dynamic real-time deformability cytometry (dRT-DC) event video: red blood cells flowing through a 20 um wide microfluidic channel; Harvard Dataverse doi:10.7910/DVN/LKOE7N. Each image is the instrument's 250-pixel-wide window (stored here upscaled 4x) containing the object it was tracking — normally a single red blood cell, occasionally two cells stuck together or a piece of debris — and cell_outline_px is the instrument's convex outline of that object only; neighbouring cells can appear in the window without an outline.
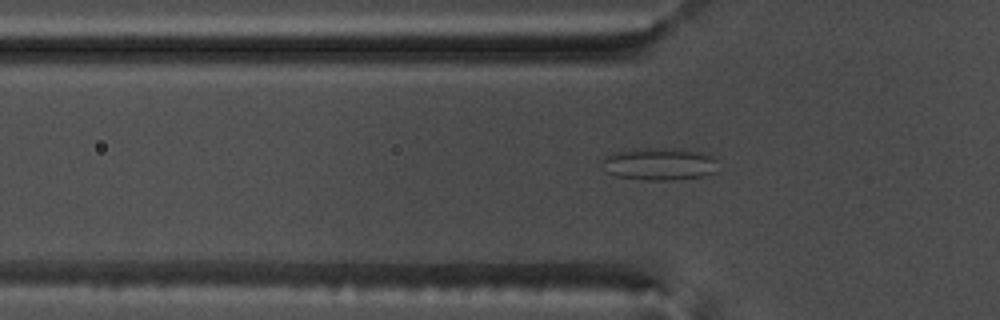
{"species": "common noctule bat (a hibernating species)", "species_latin": "Nyctalus noctula", "temperature_condition": "warm", "stored_images_in_passage": 45, "segment_of_instrument_passage": [1, 2], "camera_frame_rate_fps": 3000, "um_per_image_px": 0.085, "animal": {"sex": "male", "body_mass_g": 17.5, "forearm_length_mm": 52.3}, "frame": {"image": 1, "passage_image": 8, "time_ms": 2.333, "image_size_px": [1000, 320], "cell_outline_px": [[720, 172], [704, 176], [672, 180], [648, 180], [616, 176], [604, 172], [604, 160], [612, 152], [636, 148], [664, 148], [700, 152], [712, 156], [716, 160]], "centroid_in_image_um": [56.09, 13.95], "position_along_channel_um": 69.7, "area_um2": 22.02}}
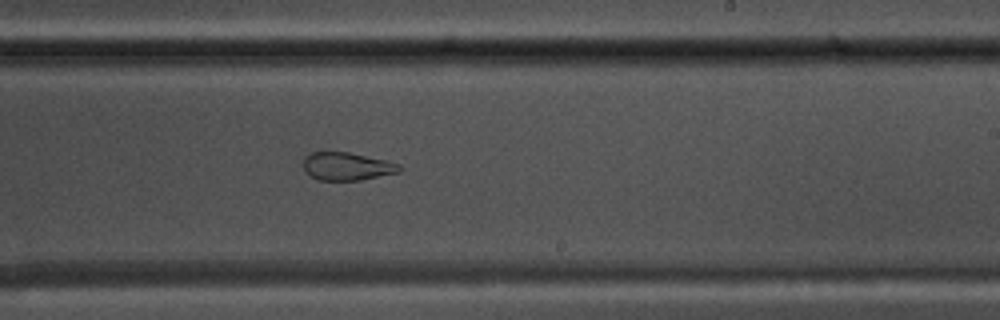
{"frame": {"image": 2, "passage_image": 23, "time_ms": 7.333, "image_size_px": [1000, 320], "cell_outline_px": [[404, 168], [400, 172], [360, 180], [320, 180], [304, 172], [304, 156], [312, 152], [348, 152], [384, 160], [400, 164]], "centroid_in_image_um": [29.5, 14.14], "position_along_channel_um": 259.5, "area_um2": 15.61}}
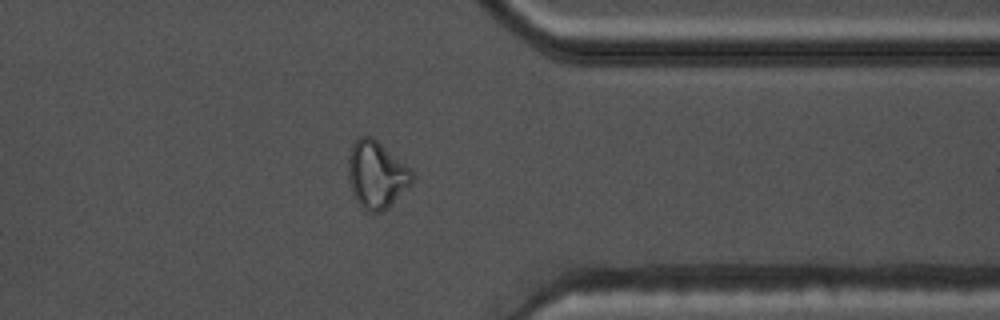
{"frame": {"image": 3, "passage_image": 33, "time_ms": 10.667, "image_size_px": [1000, 320], "cell_outline_px": [[412, 184], [388, 208], [380, 212], [368, 212], [360, 208], [352, 192], [348, 180], [348, 160], [352, 144], [360, 136], [372, 136], [412, 168]], "centroid_in_image_um": [32.0, 14.86], "position_along_channel_um": 379.4, "area_um2": 25.37}}